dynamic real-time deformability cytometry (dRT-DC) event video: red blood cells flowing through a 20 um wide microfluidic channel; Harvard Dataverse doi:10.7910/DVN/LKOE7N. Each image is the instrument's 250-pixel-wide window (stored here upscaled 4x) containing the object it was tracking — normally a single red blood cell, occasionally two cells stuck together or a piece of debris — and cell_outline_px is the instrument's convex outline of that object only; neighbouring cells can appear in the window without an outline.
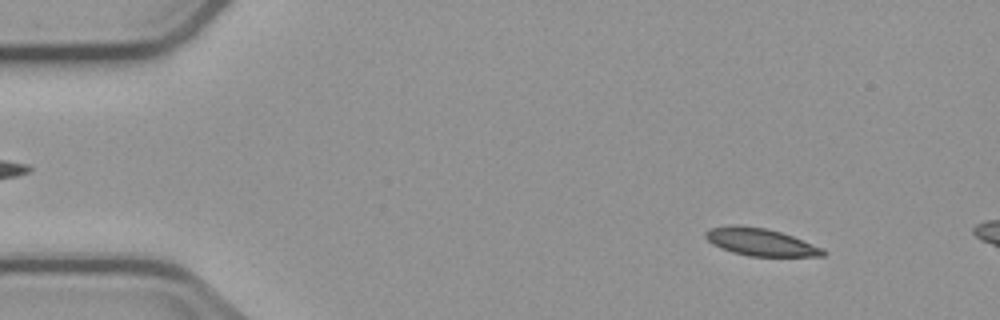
{"species": "common noctule bat (a hibernating species)", "species_latin": "Nyctalus noctula", "temperature_condition": "cold", "stored_images_in_passage": 5, "segment_of_instrument_passage": [1, 2], "camera_frame_rate_fps": 3000, "um_per_image_px": 0.085, "animal": {"sex": "male", "body_mass_g": 23.1, "forearm_length_mm": 52.7}, "frame": {"image": 1, "passage_image": 1, "time_ms": 0.0, "image_size_px": [1000, 320], "cell_outline_px": [[828, 252], [824, 256], [748, 256], [732, 252], [720, 248], [712, 244], [704, 236], [704, 232], [708, 228], [736, 224], [764, 228], [780, 232], [792, 236], [824, 248]], "centroid_in_image_um": [64.63, 20.57], "position_along_channel_um": 20.4, "area_um2": 18.9}}